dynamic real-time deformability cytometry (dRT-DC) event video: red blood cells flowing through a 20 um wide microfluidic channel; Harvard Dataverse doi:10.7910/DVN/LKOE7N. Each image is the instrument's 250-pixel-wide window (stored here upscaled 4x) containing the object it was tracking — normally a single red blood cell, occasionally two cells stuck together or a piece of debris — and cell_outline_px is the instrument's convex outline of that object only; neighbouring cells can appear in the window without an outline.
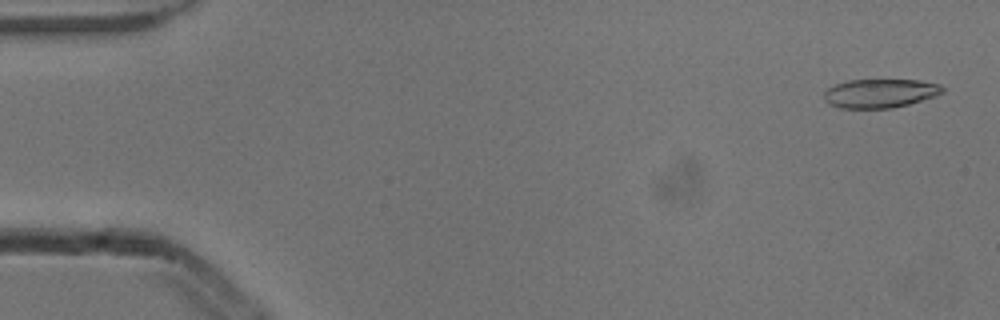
{"species": "common noctule bat (a hibernating species)", "species_latin": "Nyctalus noctula", "temperature_condition": "cold", "stored_images_in_passage": 4, "camera_frame_rate_fps": 3000, "um_per_image_px": 0.085, "animal": {"sex": "male", "body_mass_g": 13.3}, "frame": {"image": 1, "passage_image": 1, "time_ms": 0.0, "image_size_px": [1000, 320], "cell_outline_px": [[944, 92], [936, 96], [908, 104], [892, 108], [840, 108], [828, 104], [824, 100], [824, 92], [828, 88], [836, 84], [848, 80], [920, 80], [940, 84], [944, 88]], "centroid_in_image_um": [74.81, 7.93], "position_along_channel_um": 10.2, "area_um2": 20.0}}
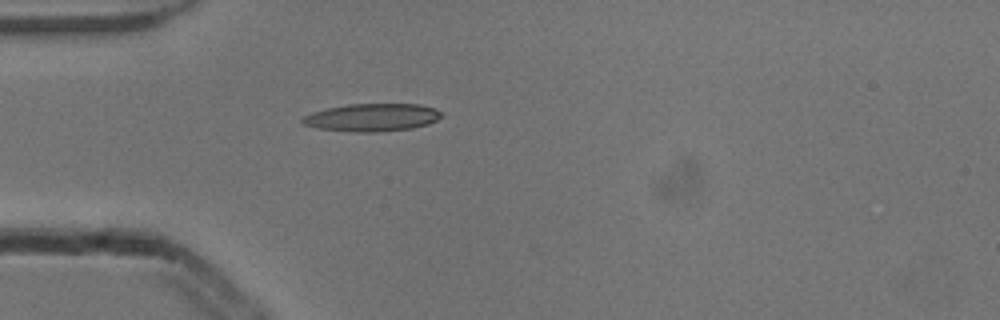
{"frame": {"image": 2, "passage_image": 4, "time_ms": 1.0, "image_size_px": [1000, 320], "cell_outline_px": [[444, 116], [428, 124], [412, 128], [376, 132], [356, 132], [316, 128], [304, 124], [300, 120], [304, 116], [312, 112], [328, 108], [348, 104], [420, 104], [436, 108], [444, 112]], "centroid_in_image_um": [31.68, 9.98], "position_along_channel_um": 53.3, "area_um2": 22.6}}